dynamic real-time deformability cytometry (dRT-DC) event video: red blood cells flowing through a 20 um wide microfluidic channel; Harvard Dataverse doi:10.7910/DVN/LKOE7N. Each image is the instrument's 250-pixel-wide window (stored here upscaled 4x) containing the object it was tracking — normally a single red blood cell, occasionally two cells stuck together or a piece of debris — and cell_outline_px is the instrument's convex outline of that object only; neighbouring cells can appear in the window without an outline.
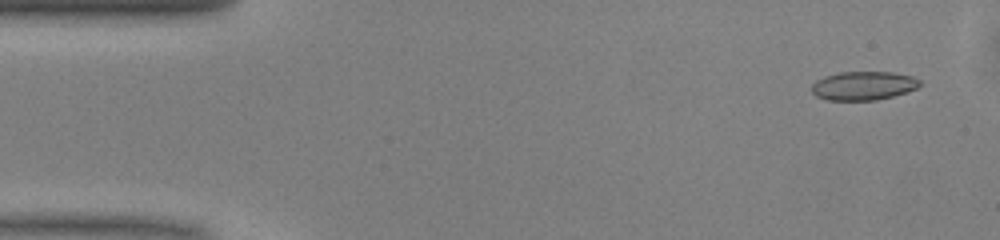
{"species": "common noctule bat (a hibernating species)", "species_latin": "Nyctalus noctula", "temperature_condition": "warm", "stored_images_in_passage": 50, "camera_frame_rate_fps": 3000, "um_per_image_px": 0.085, "animal": {"sex": "male", "body_mass_g": 13.0, "forearm_length_mm": 53.1}, "frame": {"image": 1, "passage_image": 3, "time_ms": 0.667, "image_size_px": [1000, 240], "cell_outline_px": [[920, 84], [916, 88], [892, 96], [876, 100], [828, 100], [816, 96], [812, 92], [812, 84], [816, 80], [824, 76], [840, 72], [892, 72], [912, 76], [920, 80]], "centroid_in_image_um": [73.36, 7.28], "position_along_channel_um": 11.6, "area_um2": 17.98}}
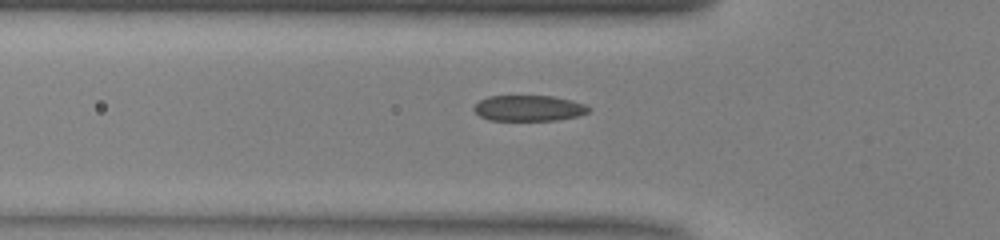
{"frame": {"image": 2, "passage_image": 16, "time_ms": 5.0, "image_size_px": [1000, 240], "cell_outline_px": [[588, 112], [580, 116], [556, 120], [488, 120], [480, 116], [472, 108], [480, 100], [488, 96], [552, 96], [572, 100], [584, 104], [588, 108]], "centroid_in_image_um": [44.93, 9.19], "position_along_channel_um": 80.9, "area_um2": 17.17}}
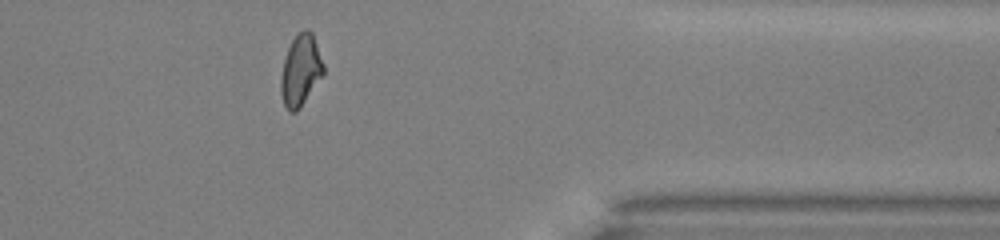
{"frame": {"image": 3, "passage_image": 40, "time_ms": 13.0, "image_size_px": [1000, 240], "cell_outline_px": [[324, 76], [300, 108], [296, 112], [288, 112], [284, 104], [280, 92], [280, 80], [284, 60], [288, 48], [292, 40], [304, 28], [308, 28], [312, 32], [324, 64]], "centroid_in_image_um": [25.57, 6.01], "position_along_channel_um": 385.8, "area_um2": 17.92}, "authors_computed_cell_mechanics": {"area_um2": 17.9469, "velocity_mm_per_s": 4.0883, "shape_relaxation_time_tau1_ms": 6.4779, "shape_relaxation_time_tau2_ms": 1.2592, "deformation_change_tau1": 0.1627, "deformation_change_tau2": 0.0778}}